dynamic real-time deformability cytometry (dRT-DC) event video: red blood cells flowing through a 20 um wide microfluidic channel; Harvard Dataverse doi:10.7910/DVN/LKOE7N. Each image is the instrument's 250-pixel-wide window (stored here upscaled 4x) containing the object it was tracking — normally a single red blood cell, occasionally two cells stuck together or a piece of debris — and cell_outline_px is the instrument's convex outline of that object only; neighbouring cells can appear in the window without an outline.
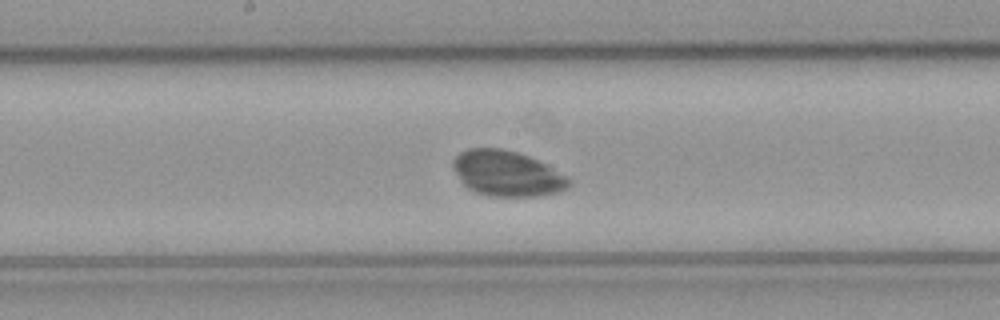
{"species": "common noctule bat (a hibernating species)", "species_latin": "Nyctalus noctula", "temperature_condition": "cold", "stored_images_in_passage": 40, "camera_frame_rate_fps": 3000, "um_per_image_px": 0.085, "animal": {"sex": "male", "body_mass_g": 23.1, "forearm_length_mm": 52.7}, "frame": {"image": 1, "passage_image": 13, "time_ms": 4.0, "image_size_px": [1000, 320], "cell_outline_px": [[572, 184], [568, 188], [560, 192], [536, 196], [488, 196], [472, 192], [460, 180], [452, 168], [452, 160], [460, 152], [468, 148], [500, 148], [516, 152], [528, 156], [544, 164], [572, 180]], "centroid_in_image_um": [43.06, 14.76], "position_along_channel_um": 205.1, "area_um2": 30.69}}